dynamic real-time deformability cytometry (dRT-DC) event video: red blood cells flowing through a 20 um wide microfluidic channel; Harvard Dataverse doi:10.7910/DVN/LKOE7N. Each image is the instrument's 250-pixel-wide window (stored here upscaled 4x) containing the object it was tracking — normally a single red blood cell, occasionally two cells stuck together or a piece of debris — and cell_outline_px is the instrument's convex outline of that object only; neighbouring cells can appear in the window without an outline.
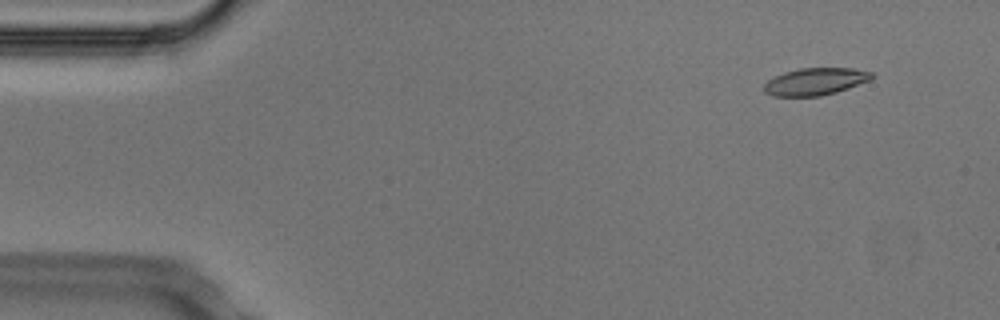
{"species": "Egyptian fruit bat (a non-hibernating species)", "species_latin": "Rousettus aegyptiacus", "temperature_condition": "cold", "stored_images_in_passage": 16, "camera_frame_rate_fps": 3000, "um_per_image_px": 0.085, "animal": {"sex": "male"}, "frame": {"image": 1, "passage_image": 5, "time_ms": 1.333, "image_size_px": [1000, 320], "cell_outline_px": [[876, 76], [872, 80], [836, 92], [820, 96], [772, 96], [764, 92], [764, 84], [768, 80], [784, 72], [800, 68], [852, 68], [872, 72]], "centroid_in_image_um": [69.33, 6.93], "position_along_channel_um": 15.7, "area_um2": 17.17}}